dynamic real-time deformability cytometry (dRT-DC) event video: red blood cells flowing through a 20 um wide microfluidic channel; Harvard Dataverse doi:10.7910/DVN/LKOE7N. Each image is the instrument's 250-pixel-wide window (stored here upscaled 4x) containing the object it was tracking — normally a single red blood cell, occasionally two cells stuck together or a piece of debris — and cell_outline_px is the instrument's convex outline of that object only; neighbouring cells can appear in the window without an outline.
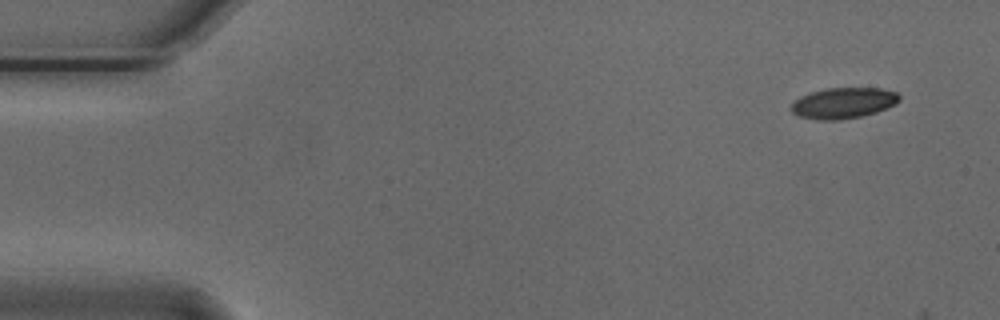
{"species": "Egyptian fruit bat (a non-hibernating species)", "species_latin": "Rousettus aegyptiacus", "temperature_condition": "cold", "stored_images_in_passage": 4, "camera_frame_rate_fps": 3000, "um_per_image_px": 0.085, "animal": {"sex": "male"}, "frame": {"image": 1, "passage_image": 1, "time_ms": 0.0, "image_size_px": [1000, 320], "cell_outline_px": [[900, 100], [896, 104], [876, 112], [860, 116], [840, 120], [820, 120], [800, 116], [792, 112], [792, 104], [800, 96], [824, 88], [880, 88], [896, 92], [900, 96]], "centroid_in_image_um": [71.71, 8.75], "position_along_channel_um": 13.3, "area_um2": 19.31}}